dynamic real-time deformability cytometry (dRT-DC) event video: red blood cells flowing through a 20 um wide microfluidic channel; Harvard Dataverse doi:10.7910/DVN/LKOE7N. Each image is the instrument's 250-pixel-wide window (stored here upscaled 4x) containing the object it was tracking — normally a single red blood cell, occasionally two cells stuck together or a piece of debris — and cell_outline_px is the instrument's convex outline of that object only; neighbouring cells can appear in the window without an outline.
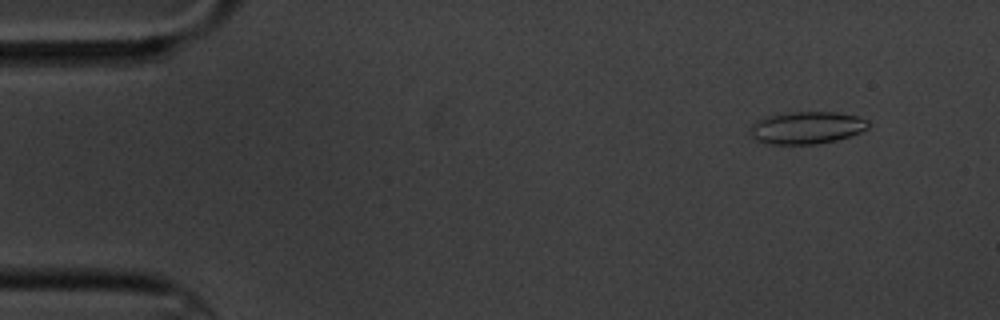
{"species": "common noctule bat (a hibernating species)", "species_latin": "Nyctalus noctula", "temperature_condition": "cold", "stored_images_in_passage": 14, "camera_frame_rate_fps": 3000, "um_per_image_px": 0.085, "animal": {"sex": "male", "body_mass_g": 20.1, "forearm_length_mm": 53.5}, "frame": {"image": 1, "passage_image": 1, "time_ms": 0.0, "image_size_px": [1000, 320], "cell_outline_px": [[868, 128], [860, 132], [836, 140], [816, 144], [768, 144], [756, 140], [752, 136], [752, 124], [756, 120], [764, 116], [788, 112], [836, 112], [856, 116], [868, 120]], "centroid_in_image_um": [68.55, 10.85], "position_along_channel_um": 16.5, "area_um2": 22.2}}
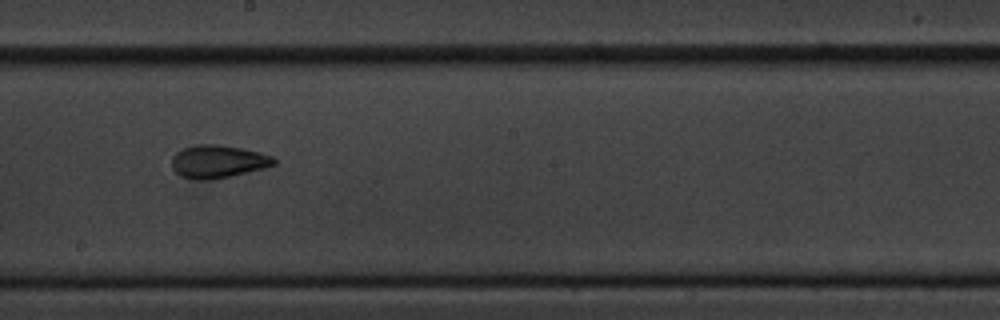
{"frame": {"image": 2, "passage_image": 8, "time_ms": 9.0, "image_size_px": [1000, 320], "cell_outline_px": [[276, 164], [264, 168], [212, 180], [196, 180], [180, 176], [172, 168], [172, 156], [176, 152], [184, 148], [196, 144], [216, 144], [240, 148], [260, 152], [272, 156], [276, 160]], "centroid_in_image_um": [18.51, 13.73], "position_along_channel_um": 229.7, "area_um2": 19.59}}
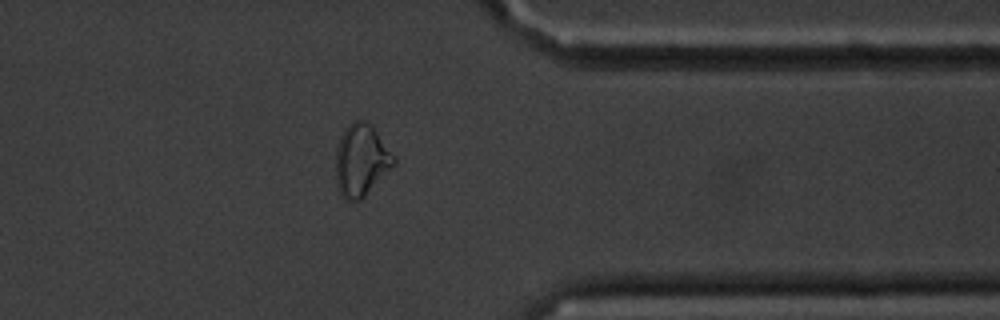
{"frame": {"image": 3, "passage_image": 12, "time_ms": 13.667, "image_size_px": [1000, 320], "cell_outline_px": [[396, 164], [360, 200], [348, 200], [340, 192], [336, 184], [336, 148], [340, 136], [344, 128], [348, 124], [356, 120], [364, 120], [372, 124], [396, 156]], "centroid_in_image_um": [30.72, 13.57], "position_along_channel_um": 380.7, "area_um2": 24.57}, "authors_computed_cell_mechanics": {"area_um2": 20.1144, "velocity_mm_per_s": 3.4271, "shape_relaxation_time_tau1_ms": 2.3405, "shape_relaxation_time_tau2_ms": 1.9121, "deformation_change_tau1": 0.0933, "deformation_change_tau2": 0.0486}}